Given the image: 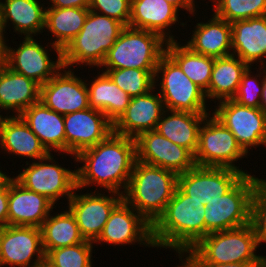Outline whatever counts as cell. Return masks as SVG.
<instances>
[{
	"label": "cell",
	"mask_w": 266,
	"mask_h": 267,
	"mask_svg": "<svg viewBox=\"0 0 266 267\" xmlns=\"http://www.w3.org/2000/svg\"><path fill=\"white\" fill-rule=\"evenodd\" d=\"M136 160V140L111 132L74 157L76 163H83L76 167V186L82 191L94 185L123 195Z\"/></svg>",
	"instance_id": "1"
},
{
	"label": "cell",
	"mask_w": 266,
	"mask_h": 267,
	"mask_svg": "<svg viewBox=\"0 0 266 267\" xmlns=\"http://www.w3.org/2000/svg\"><path fill=\"white\" fill-rule=\"evenodd\" d=\"M205 206L178 187L165 211L152 225V241L158 248L176 251L178 256L205 237Z\"/></svg>",
	"instance_id": "2"
},
{
	"label": "cell",
	"mask_w": 266,
	"mask_h": 267,
	"mask_svg": "<svg viewBox=\"0 0 266 267\" xmlns=\"http://www.w3.org/2000/svg\"><path fill=\"white\" fill-rule=\"evenodd\" d=\"M177 179L170 170L136 160L123 200L153 225L172 199Z\"/></svg>",
	"instance_id": "3"
},
{
	"label": "cell",
	"mask_w": 266,
	"mask_h": 267,
	"mask_svg": "<svg viewBox=\"0 0 266 267\" xmlns=\"http://www.w3.org/2000/svg\"><path fill=\"white\" fill-rule=\"evenodd\" d=\"M125 27L116 19L89 10L80 32L62 50L63 67L99 69Z\"/></svg>",
	"instance_id": "4"
},
{
	"label": "cell",
	"mask_w": 266,
	"mask_h": 267,
	"mask_svg": "<svg viewBox=\"0 0 266 267\" xmlns=\"http://www.w3.org/2000/svg\"><path fill=\"white\" fill-rule=\"evenodd\" d=\"M167 42L155 32L126 26L108 51L99 70H156L158 62L166 53Z\"/></svg>",
	"instance_id": "5"
},
{
	"label": "cell",
	"mask_w": 266,
	"mask_h": 267,
	"mask_svg": "<svg viewBox=\"0 0 266 267\" xmlns=\"http://www.w3.org/2000/svg\"><path fill=\"white\" fill-rule=\"evenodd\" d=\"M154 80L155 90L160 94L165 110L211 113L205 92L183 73L167 53L158 62Z\"/></svg>",
	"instance_id": "6"
},
{
	"label": "cell",
	"mask_w": 266,
	"mask_h": 267,
	"mask_svg": "<svg viewBox=\"0 0 266 267\" xmlns=\"http://www.w3.org/2000/svg\"><path fill=\"white\" fill-rule=\"evenodd\" d=\"M258 245L251 223L213 232L191 248L203 261L210 263L263 262L264 256L255 252Z\"/></svg>",
	"instance_id": "7"
},
{
	"label": "cell",
	"mask_w": 266,
	"mask_h": 267,
	"mask_svg": "<svg viewBox=\"0 0 266 267\" xmlns=\"http://www.w3.org/2000/svg\"><path fill=\"white\" fill-rule=\"evenodd\" d=\"M248 155L237 143L232 132L213 114L205 117L199 130L198 146L194 155L197 166L231 168L251 175L246 169L243 170L242 166L235 164Z\"/></svg>",
	"instance_id": "8"
},
{
	"label": "cell",
	"mask_w": 266,
	"mask_h": 267,
	"mask_svg": "<svg viewBox=\"0 0 266 267\" xmlns=\"http://www.w3.org/2000/svg\"><path fill=\"white\" fill-rule=\"evenodd\" d=\"M26 167L13 178L24 188L39 193L50 200L54 205L61 198L67 201L73 196L76 189V169L62 167L54 159L53 153L45 158L31 161L26 160Z\"/></svg>",
	"instance_id": "9"
},
{
	"label": "cell",
	"mask_w": 266,
	"mask_h": 267,
	"mask_svg": "<svg viewBox=\"0 0 266 267\" xmlns=\"http://www.w3.org/2000/svg\"><path fill=\"white\" fill-rule=\"evenodd\" d=\"M255 175H245L229 192L205 206V236L250 223Z\"/></svg>",
	"instance_id": "10"
},
{
	"label": "cell",
	"mask_w": 266,
	"mask_h": 267,
	"mask_svg": "<svg viewBox=\"0 0 266 267\" xmlns=\"http://www.w3.org/2000/svg\"><path fill=\"white\" fill-rule=\"evenodd\" d=\"M212 109L211 114L232 132L247 154L250 155L251 149L266 147V112L262 108L246 107L226 99L217 102Z\"/></svg>",
	"instance_id": "11"
},
{
	"label": "cell",
	"mask_w": 266,
	"mask_h": 267,
	"mask_svg": "<svg viewBox=\"0 0 266 267\" xmlns=\"http://www.w3.org/2000/svg\"><path fill=\"white\" fill-rule=\"evenodd\" d=\"M22 39L20 44L16 45L17 48L8 45L7 67L41 86L63 67L62 50L51 43L44 46L42 41H37L38 38L22 37ZM50 50L55 51L57 59L51 57Z\"/></svg>",
	"instance_id": "12"
},
{
	"label": "cell",
	"mask_w": 266,
	"mask_h": 267,
	"mask_svg": "<svg viewBox=\"0 0 266 267\" xmlns=\"http://www.w3.org/2000/svg\"><path fill=\"white\" fill-rule=\"evenodd\" d=\"M80 190L76 187L66 207L74 215L81 236L94 243L102 233L113 209L123 200V195L111 191L104 192L102 189L77 193Z\"/></svg>",
	"instance_id": "13"
},
{
	"label": "cell",
	"mask_w": 266,
	"mask_h": 267,
	"mask_svg": "<svg viewBox=\"0 0 266 267\" xmlns=\"http://www.w3.org/2000/svg\"><path fill=\"white\" fill-rule=\"evenodd\" d=\"M245 174L231 168L195 165L179 174L177 187L187 196L204 206L229 192Z\"/></svg>",
	"instance_id": "14"
},
{
	"label": "cell",
	"mask_w": 266,
	"mask_h": 267,
	"mask_svg": "<svg viewBox=\"0 0 266 267\" xmlns=\"http://www.w3.org/2000/svg\"><path fill=\"white\" fill-rule=\"evenodd\" d=\"M102 242L112 246L139 244L141 247L155 248L152 225L124 200L113 209L94 244L101 245Z\"/></svg>",
	"instance_id": "15"
},
{
	"label": "cell",
	"mask_w": 266,
	"mask_h": 267,
	"mask_svg": "<svg viewBox=\"0 0 266 267\" xmlns=\"http://www.w3.org/2000/svg\"><path fill=\"white\" fill-rule=\"evenodd\" d=\"M73 70L62 67L48 82L40 86V101L61 115L90 107L86 79H81Z\"/></svg>",
	"instance_id": "16"
},
{
	"label": "cell",
	"mask_w": 266,
	"mask_h": 267,
	"mask_svg": "<svg viewBox=\"0 0 266 267\" xmlns=\"http://www.w3.org/2000/svg\"><path fill=\"white\" fill-rule=\"evenodd\" d=\"M44 256L40 228H0V267H35Z\"/></svg>",
	"instance_id": "17"
},
{
	"label": "cell",
	"mask_w": 266,
	"mask_h": 267,
	"mask_svg": "<svg viewBox=\"0 0 266 267\" xmlns=\"http://www.w3.org/2000/svg\"><path fill=\"white\" fill-rule=\"evenodd\" d=\"M137 160L170 170L177 175L192 169L194 155L186 148L172 143L156 130L141 133L136 139Z\"/></svg>",
	"instance_id": "18"
},
{
	"label": "cell",
	"mask_w": 266,
	"mask_h": 267,
	"mask_svg": "<svg viewBox=\"0 0 266 267\" xmlns=\"http://www.w3.org/2000/svg\"><path fill=\"white\" fill-rule=\"evenodd\" d=\"M64 128L66 154L71 155L72 159L81 151L103 141L113 132V124L105 114L90 107L64 115Z\"/></svg>",
	"instance_id": "19"
},
{
	"label": "cell",
	"mask_w": 266,
	"mask_h": 267,
	"mask_svg": "<svg viewBox=\"0 0 266 267\" xmlns=\"http://www.w3.org/2000/svg\"><path fill=\"white\" fill-rule=\"evenodd\" d=\"M155 87L130 99L129 105L113 124V132L136 139L141 133L155 130L165 106Z\"/></svg>",
	"instance_id": "20"
},
{
	"label": "cell",
	"mask_w": 266,
	"mask_h": 267,
	"mask_svg": "<svg viewBox=\"0 0 266 267\" xmlns=\"http://www.w3.org/2000/svg\"><path fill=\"white\" fill-rule=\"evenodd\" d=\"M50 200L19 184L13 176L9 179L8 225L40 228L53 209Z\"/></svg>",
	"instance_id": "21"
},
{
	"label": "cell",
	"mask_w": 266,
	"mask_h": 267,
	"mask_svg": "<svg viewBox=\"0 0 266 267\" xmlns=\"http://www.w3.org/2000/svg\"><path fill=\"white\" fill-rule=\"evenodd\" d=\"M180 19V20H179ZM179 17V11L165 0H131L129 27L155 32L166 41H174L172 25L183 28L187 23Z\"/></svg>",
	"instance_id": "22"
},
{
	"label": "cell",
	"mask_w": 266,
	"mask_h": 267,
	"mask_svg": "<svg viewBox=\"0 0 266 267\" xmlns=\"http://www.w3.org/2000/svg\"><path fill=\"white\" fill-rule=\"evenodd\" d=\"M231 41L233 55L249 66L260 63L263 67L266 63V15L233 21Z\"/></svg>",
	"instance_id": "23"
},
{
	"label": "cell",
	"mask_w": 266,
	"mask_h": 267,
	"mask_svg": "<svg viewBox=\"0 0 266 267\" xmlns=\"http://www.w3.org/2000/svg\"><path fill=\"white\" fill-rule=\"evenodd\" d=\"M0 149L1 153L19 156L21 159L26 157L33 161L49 154L20 115L4 114L0 120Z\"/></svg>",
	"instance_id": "24"
},
{
	"label": "cell",
	"mask_w": 266,
	"mask_h": 267,
	"mask_svg": "<svg viewBox=\"0 0 266 267\" xmlns=\"http://www.w3.org/2000/svg\"><path fill=\"white\" fill-rule=\"evenodd\" d=\"M196 22L191 37L185 45L201 55L219 58L232 54L231 23L217 17L214 13L206 21ZM206 21V22H205ZM191 38V39H190Z\"/></svg>",
	"instance_id": "25"
},
{
	"label": "cell",
	"mask_w": 266,
	"mask_h": 267,
	"mask_svg": "<svg viewBox=\"0 0 266 267\" xmlns=\"http://www.w3.org/2000/svg\"><path fill=\"white\" fill-rule=\"evenodd\" d=\"M20 116L49 153L58 152V155L66 157L64 115L47 108L39 101L24 110Z\"/></svg>",
	"instance_id": "26"
},
{
	"label": "cell",
	"mask_w": 266,
	"mask_h": 267,
	"mask_svg": "<svg viewBox=\"0 0 266 267\" xmlns=\"http://www.w3.org/2000/svg\"><path fill=\"white\" fill-rule=\"evenodd\" d=\"M0 4L5 34L8 29L13 28V32L20 34V37L42 35L47 7L41 0H0Z\"/></svg>",
	"instance_id": "27"
},
{
	"label": "cell",
	"mask_w": 266,
	"mask_h": 267,
	"mask_svg": "<svg viewBox=\"0 0 266 267\" xmlns=\"http://www.w3.org/2000/svg\"><path fill=\"white\" fill-rule=\"evenodd\" d=\"M40 101V85L10 68L0 69V113L6 116L20 115L31 105Z\"/></svg>",
	"instance_id": "28"
},
{
	"label": "cell",
	"mask_w": 266,
	"mask_h": 267,
	"mask_svg": "<svg viewBox=\"0 0 266 267\" xmlns=\"http://www.w3.org/2000/svg\"><path fill=\"white\" fill-rule=\"evenodd\" d=\"M209 114L165 110L155 130L195 155L200 127Z\"/></svg>",
	"instance_id": "29"
},
{
	"label": "cell",
	"mask_w": 266,
	"mask_h": 267,
	"mask_svg": "<svg viewBox=\"0 0 266 267\" xmlns=\"http://www.w3.org/2000/svg\"><path fill=\"white\" fill-rule=\"evenodd\" d=\"M97 73V76L95 75L91 80H86L89 106L103 112L106 118L114 124L125 112L131 97L120 89L106 73H100V71Z\"/></svg>",
	"instance_id": "30"
},
{
	"label": "cell",
	"mask_w": 266,
	"mask_h": 267,
	"mask_svg": "<svg viewBox=\"0 0 266 267\" xmlns=\"http://www.w3.org/2000/svg\"><path fill=\"white\" fill-rule=\"evenodd\" d=\"M250 66L239 57L231 54L214 59L211 80L205 92L207 100L222 101L232 99L237 91L243 74Z\"/></svg>",
	"instance_id": "31"
},
{
	"label": "cell",
	"mask_w": 266,
	"mask_h": 267,
	"mask_svg": "<svg viewBox=\"0 0 266 267\" xmlns=\"http://www.w3.org/2000/svg\"><path fill=\"white\" fill-rule=\"evenodd\" d=\"M42 223L41 238L45 255L52 249L72 246L85 241L81 236L74 215L68 208L51 214Z\"/></svg>",
	"instance_id": "32"
},
{
	"label": "cell",
	"mask_w": 266,
	"mask_h": 267,
	"mask_svg": "<svg viewBox=\"0 0 266 267\" xmlns=\"http://www.w3.org/2000/svg\"><path fill=\"white\" fill-rule=\"evenodd\" d=\"M88 13L89 8L47 7L44 32H49L51 39H55L50 43L63 50L80 32Z\"/></svg>",
	"instance_id": "33"
},
{
	"label": "cell",
	"mask_w": 266,
	"mask_h": 267,
	"mask_svg": "<svg viewBox=\"0 0 266 267\" xmlns=\"http://www.w3.org/2000/svg\"><path fill=\"white\" fill-rule=\"evenodd\" d=\"M168 41L166 53L179 65L188 78L204 92L208 90L214 64L213 57L201 55L192 51L180 40Z\"/></svg>",
	"instance_id": "34"
},
{
	"label": "cell",
	"mask_w": 266,
	"mask_h": 267,
	"mask_svg": "<svg viewBox=\"0 0 266 267\" xmlns=\"http://www.w3.org/2000/svg\"><path fill=\"white\" fill-rule=\"evenodd\" d=\"M131 98L150 92L154 86L156 70L134 68L100 70Z\"/></svg>",
	"instance_id": "35"
},
{
	"label": "cell",
	"mask_w": 266,
	"mask_h": 267,
	"mask_svg": "<svg viewBox=\"0 0 266 267\" xmlns=\"http://www.w3.org/2000/svg\"><path fill=\"white\" fill-rule=\"evenodd\" d=\"M212 13L229 23L266 15V0H210Z\"/></svg>",
	"instance_id": "36"
},
{
	"label": "cell",
	"mask_w": 266,
	"mask_h": 267,
	"mask_svg": "<svg viewBox=\"0 0 266 267\" xmlns=\"http://www.w3.org/2000/svg\"><path fill=\"white\" fill-rule=\"evenodd\" d=\"M94 243H82L50 250L45 256L57 267H93Z\"/></svg>",
	"instance_id": "37"
},
{
	"label": "cell",
	"mask_w": 266,
	"mask_h": 267,
	"mask_svg": "<svg viewBox=\"0 0 266 267\" xmlns=\"http://www.w3.org/2000/svg\"><path fill=\"white\" fill-rule=\"evenodd\" d=\"M252 68L250 66L243 74L240 81L238 91L232 98L236 102L246 107L261 108V95L266 81V72L263 67ZM252 69H257V73L252 72Z\"/></svg>",
	"instance_id": "38"
},
{
	"label": "cell",
	"mask_w": 266,
	"mask_h": 267,
	"mask_svg": "<svg viewBox=\"0 0 266 267\" xmlns=\"http://www.w3.org/2000/svg\"><path fill=\"white\" fill-rule=\"evenodd\" d=\"M250 223L258 245L266 244V179L256 177L251 201Z\"/></svg>",
	"instance_id": "39"
},
{
	"label": "cell",
	"mask_w": 266,
	"mask_h": 267,
	"mask_svg": "<svg viewBox=\"0 0 266 267\" xmlns=\"http://www.w3.org/2000/svg\"><path fill=\"white\" fill-rule=\"evenodd\" d=\"M89 10L116 19L128 26L131 17V0H89Z\"/></svg>",
	"instance_id": "40"
},
{
	"label": "cell",
	"mask_w": 266,
	"mask_h": 267,
	"mask_svg": "<svg viewBox=\"0 0 266 267\" xmlns=\"http://www.w3.org/2000/svg\"><path fill=\"white\" fill-rule=\"evenodd\" d=\"M178 257L188 267H262L263 265V262L210 263L203 261L192 249L183 251Z\"/></svg>",
	"instance_id": "41"
},
{
	"label": "cell",
	"mask_w": 266,
	"mask_h": 267,
	"mask_svg": "<svg viewBox=\"0 0 266 267\" xmlns=\"http://www.w3.org/2000/svg\"><path fill=\"white\" fill-rule=\"evenodd\" d=\"M9 180L0 186V228L8 226Z\"/></svg>",
	"instance_id": "42"
},
{
	"label": "cell",
	"mask_w": 266,
	"mask_h": 267,
	"mask_svg": "<svg viewBox=\"0 0 266 267\" xmlns=\"http://www.w3.org/2000/svg\"><path fill=\"white\" fill-rule=\"evenodd\" d=\"M48 2L49 3L47 5V7H54V8H69V7L89 8V0H48Z\"/></svg>",
	"instance_id": "43"
},
{
	"label": "cell",
	"mask_w": 266,
	"mask_h": 267,
	"mask_svg": "<svg viewBox=\"0 0 266 267\" xmlns=\"http://www.w3.org/2000/svg\"><path fill=\"white\" fill-rule=\"evenodd\" d=\"M168 1L171 5H173L179 12L181 10H185V12H188L189 14L195 16L194 14L197 13V9L199 6L195 5L197 2L194 0H165Z\"/></svg>",
	"instance_id": "44"
},
{
	"label": "cell",
	"mask_w": 266,
	"mask_h": 267,
	"mask_svg": "<svg viewBox=\"0 0 266 267\" xmlns=\"http://www.w3.org/2000/svg\"><path fill=\"white\" fill-rule=\"evenodd\" d=\"M8 37L0 35V69L7 66V54H8Z\"/></svg>",
	"instance_id": "45"
},
{
	"label": "cell",
	"mask_w": 266,
	"mask_h": 267,
	"mask_svg": "<svg viewBox=\"0 0 266 267\" xmlns=\"http://www.w3.org/2000/svg\"><path fill=\"white\" fill-rule=\"evenodd\" d=\"M35 267H57L50 259L44 256Z\"/></svg>",
	"instance_id": "46"
},
{
	"label": "cell",
	"mask_w": 266,
	"mask_h": 267,
	"mask_svg": "<svg viewBox=\"0 0 266 267\" xmlns=\"http://www.w3.org/2000/svg\"><path fill=\"white\" fill-rule=\"evenodd\" d=\"M261 108L266 112V81L261 95Z\"/></svg>",
	"instance_id": "47"
},
{
	"label": "cell",
	"mask_w": 266,
	"mask_h": 267,
	"mask_svg": "<svg viewBox=\"0 0 266 267\" xmlns=\"http://www.w3.org/2000/svg\"><path fill=\"white\" fill-rule=\"evenodd\" d=\"M1 169L2 167L0 168V186L5 184L11 178L10 175L8 176L7 172H3Z\"/></svg>",
	"instance_id": "48"
},
{
	"label": "cell",
	"mask_w": 266,
	"mask_h": 267,
	"mask_svg": "<svg viewBox=\"0 0 266 267\" xmlns=\"http://www.w3.org/2000/svg\"><path fill=\"white\" fill-rule=\"evenodd\" d=\"M0 35H6L2 24L1 4H0Z\"/></svg>",
	"instance_id": "49"
},
{
	"label": "cell",
	"mask_w": 266,
	"mask_h": 267,
	"mask_svg": "<svg viewBox=\"0 0 266 267\" xmlns=\"http://www.w3.org/2000/svg\"><path fill=\"white\" fill-rule=\"evenodd\" d=\"M181 261V264L179 265H177L176 267H188L182 260H180Z\"/></svg>",
	"instance_id": "50"
},
{
	"label": "cell",
	"mask_w": 266,
	"mask_h": 267,
	"mask_svg": "<svg viewBox=\"0 0 266 267\" xmlns=\"http://www.w3.org/2000/svg\"><path fill=\"white\" fill-rule=\"evenodd\" d=\"M262 267H266V256L264 255V261Z\"/></svg>",
	"instance_id": "51"
}]
</instances>
